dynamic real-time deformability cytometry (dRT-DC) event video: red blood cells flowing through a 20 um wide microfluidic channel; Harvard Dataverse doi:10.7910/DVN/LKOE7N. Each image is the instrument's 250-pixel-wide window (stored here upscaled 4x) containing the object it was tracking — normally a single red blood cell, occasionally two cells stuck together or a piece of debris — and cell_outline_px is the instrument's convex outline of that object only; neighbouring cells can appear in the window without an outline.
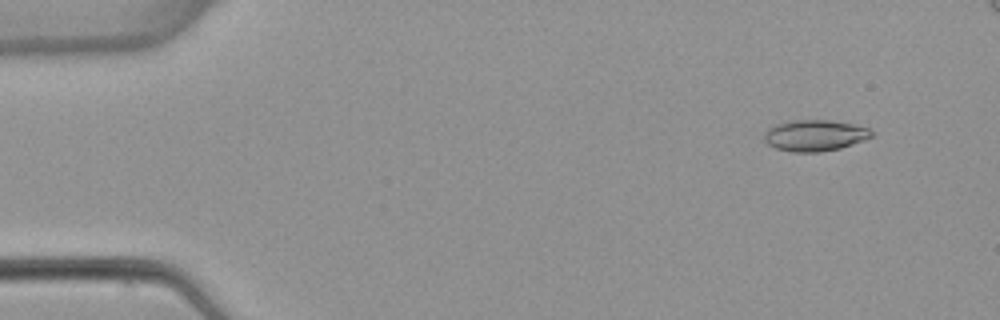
{"species": "common noctule bat (a hibernating species)", "species_latin": "Nyctalus noctula", "temperature_condition": "warm", "stored_images_in_passage": 6, "segment_of_instrument_passage": [1, 2], "camera_frame_rate_fps": 3000, "um_per_image_px": 0.085, "animal": {"sex": "female", "body_mass_g": 22.7, "forearm_length_mm": 54.2}, "frame": {"image": 1, "passage_image": 2, "time_ms": 1.333, "image_size_px": [1000, 320], "cell_outline_px": [[876, 132], [872, 136], [864, 140], [840, 148], [820, 152], [792, 152], [776, 148], [768, 144], [764, 140], [764, 132], [768, 128], [776, 124], [792, 120], [832, 120], [852, 124], [868, 128]], "centroid_in_image_um": [69.26, 11.51], "position_along_channel_um": 15.7, "area_um2": 19.59}}